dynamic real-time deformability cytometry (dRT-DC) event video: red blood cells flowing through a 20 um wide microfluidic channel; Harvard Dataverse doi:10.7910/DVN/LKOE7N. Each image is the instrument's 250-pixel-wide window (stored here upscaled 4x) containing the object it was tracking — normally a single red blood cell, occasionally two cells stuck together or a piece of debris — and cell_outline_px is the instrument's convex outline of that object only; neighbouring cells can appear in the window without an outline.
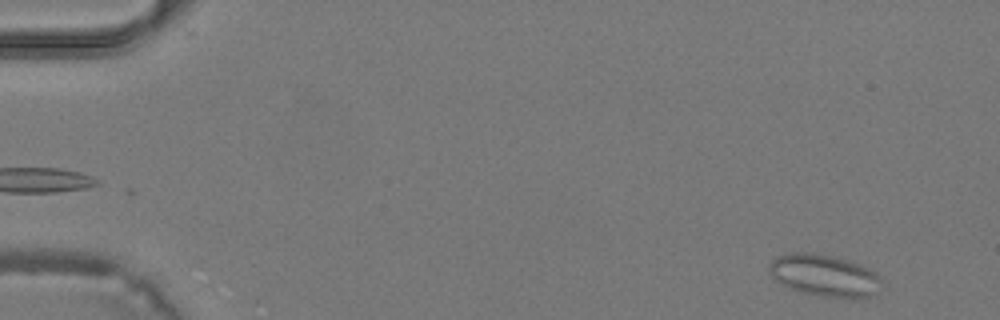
{"species": "common noctule bat (a hibernating species)", "species_latin": "Nyctalus noctula", "temperature_condition": "warm", "stored_images_in_passage": 39, "camera_frame_rate_fps": 3000, "um_per_image_px": 0.085, "animal": {"sex": "male", "body_mass_g": 19.2, "forearm_length_mm": 51.8}, "frame": {"image": 1, "passage_image": 2, "time_ms": 0.333, "image_size_px": [1000, 320], "cell_outline_px": [[880, 280], [872, 296], [828, 296], [804, 292], [792, 288], [776, 280], [768, 268], [768, 264], [776, 256], [792, 252], [804, 252], [832, 256], [852, 260], [876, 272], [880, 276]], "centroid_in_image_um": [70.04, 23.35], "position_along_channel_um": 15.0, "area_um2": 26.59}}
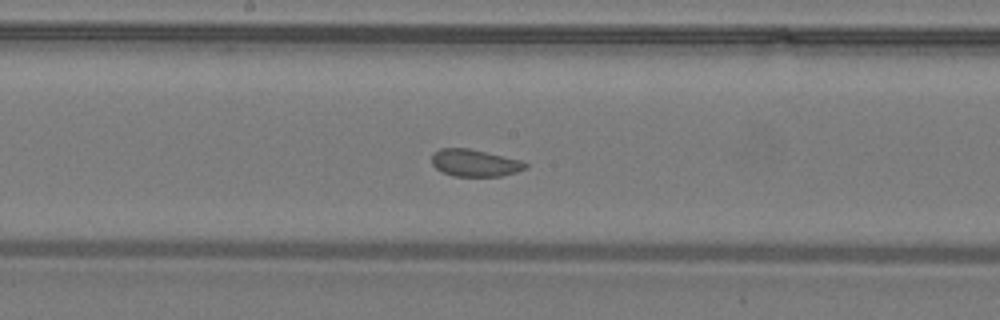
{"frame": {"image": 2, "passage_image": 21, "time_ms": 6.667, "image_size_px": [1000, 320], "cell_outline_px": [[528, 168], [516, 172], [500, 176], [456, 176], [444, 172], [436, 168], [432, 164], [432, 152], [440, 148], [468, 148], [520, 160], [528, 164]], "centroid_in_image_um": [40.35, 13.84], "position_along_channel_um": 207.9, "area_um2": 14.68}}
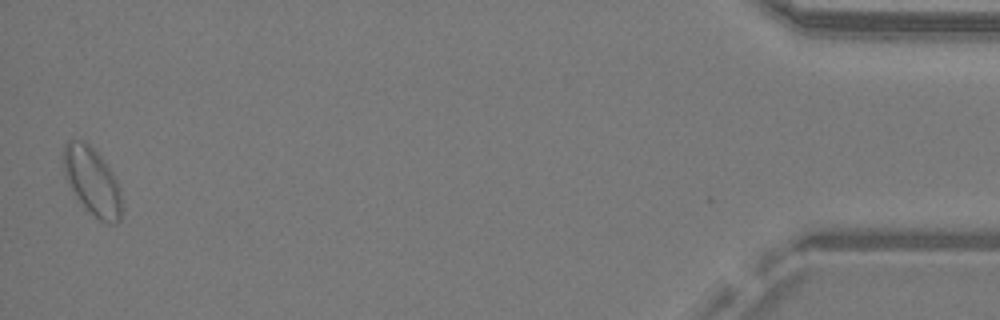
{"frame": {"image": 3, "passage_image": 39, "time_ms": 12.667, "image_size_px": [1000, 320], "cell_outline_px": [[124, 208], [120, 220], [116, 224], [108, 224], [100, 220], [84, 208], [76, 196], [64, 176], [64, 144], [68, 140], [84, 140], [100, 156], [112, 172], [116, 180], [120, 192]], "centroid_in_image_um": [7.86, 15.45], "position_along_channel_um": 427.3, "area_um2": 23.06}}